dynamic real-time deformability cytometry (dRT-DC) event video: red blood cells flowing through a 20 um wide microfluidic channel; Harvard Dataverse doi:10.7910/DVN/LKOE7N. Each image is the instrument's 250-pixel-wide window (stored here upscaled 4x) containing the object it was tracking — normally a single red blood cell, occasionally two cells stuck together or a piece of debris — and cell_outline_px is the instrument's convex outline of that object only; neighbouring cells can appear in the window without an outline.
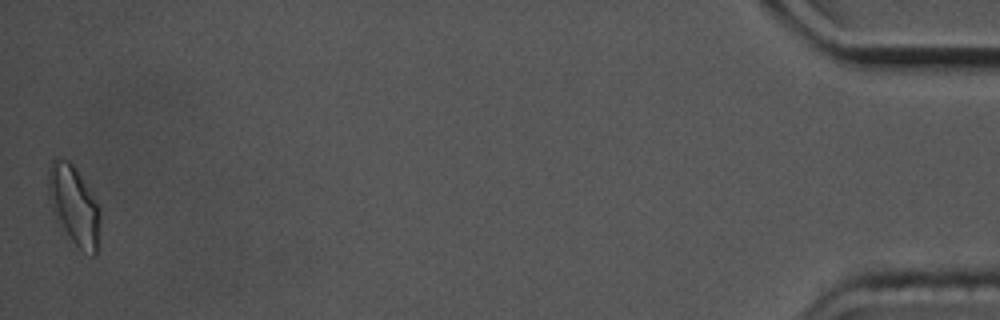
{"species": "common noctule bat (a hibernating species)", "species_latin": "Nyctalus noctula", "temperature_condition": "cold", "stored_images_in_passage": 45, "camera_frame_rate_fps": 3000, "um_per_image_px": 0.085, "animal": {"sex": "male", "body_mass_g": 17.5, "forearm_length_mm": 52.3}, "frame": {"image": 1, "passage_image": 45, "time_ms": 14.667, "image_size_px": [1000, 320], "cell_outline_px": [[100, 220], [96, 256], [92, 256], [68, 244], [52, 212], [48, 196], [48, 164], [56, 156], [60, 156], [68, 160], [72, 164], [96, 200], [100, 208]], "centroid_in_image_um": [6.25, 17.52], "position_along_channel_um": 429.0, "area_um2": 24.85}, "authors_computed_cell_mechanics": {"area_um2": 20.2878, "velocity_mm_per_s": 3.4576, "shape_relaxation_time_tau1_ms": 6.1488, "shape_relaxation_time_tau2_ms": 3.2279, "deformation_change_tau1": 0.1219, "deformation_change_tau2": 0.0766}}